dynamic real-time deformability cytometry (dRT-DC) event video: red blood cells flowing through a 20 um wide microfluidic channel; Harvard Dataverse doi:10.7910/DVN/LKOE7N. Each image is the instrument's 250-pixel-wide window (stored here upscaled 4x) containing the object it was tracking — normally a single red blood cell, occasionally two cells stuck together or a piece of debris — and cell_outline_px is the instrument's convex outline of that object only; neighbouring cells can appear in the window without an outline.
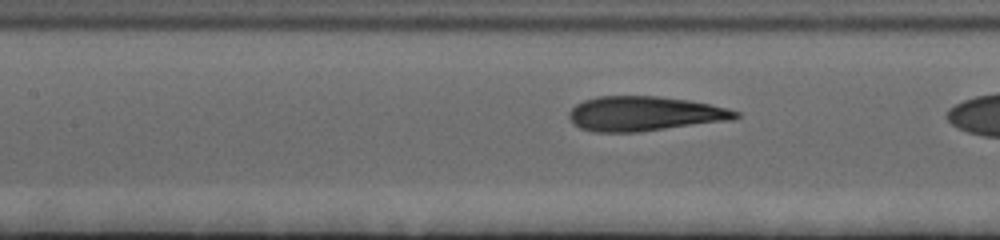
{"species": "human", "species_latin": "Homo sapiens", "temperature_condition": "cold", "stored_images_in_passage": 22, "camera_frame_rate_fps": 3000, "um_per_image_px": 0.085, "donor": {"sex": "female"}, "frame": {"image": 1, "passage_image": 19, "time_ms": 6.0, "image_size_px": [1000, 240], "cell_outline_px": [[740, 116], [732, 120], [640, 132], [592, 132], [580, 128], [572, 124], [568, 116], [568, 112], [576, 104], [584, 100], [600, 96], [656, 96], [688, 100], [728, 108], [740, 112]], "centroid_in_image_um": [54.76, 9.67], "position_along_channel_um": 152.6, "area_um2": 33.81}}